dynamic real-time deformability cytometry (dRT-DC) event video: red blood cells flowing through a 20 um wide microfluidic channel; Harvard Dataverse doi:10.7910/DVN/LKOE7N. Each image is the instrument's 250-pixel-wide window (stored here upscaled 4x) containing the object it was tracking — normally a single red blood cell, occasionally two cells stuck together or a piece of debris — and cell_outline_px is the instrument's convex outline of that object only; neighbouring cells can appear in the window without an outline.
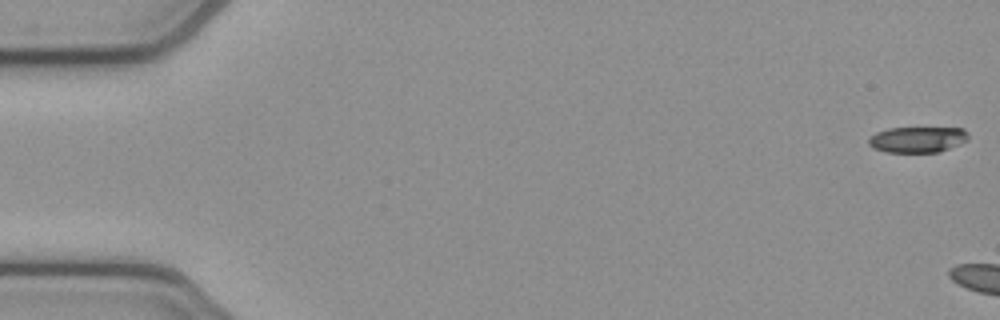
{"species": "common noctule bat (a hibernating species)", "species_latin": "Nyctalus noctula", "temperature_condition": "cold", "stored_images_in_passage": 5, "camera_frame_rate_fps": 3000, "um_per_image_px": 0.085, "animal": {"sex": "female", "body_mass_g": 21.9}, "frame": {"image": 1, "passage_image": 1, "time_ms": 0.0, "image_size_px": [1000, 320], "cell_outline_px": [[968, 140], [948, 148], [936, 152], [884, 152], [872, 148], [868, 144], [868, 136], [876, 132], [888, 128], [964, 128], [968, 132]], "centroid_in_image_um": [77.93, 11.85], "position_along_channel_um": 7.1, "area_um2": 15.09}}